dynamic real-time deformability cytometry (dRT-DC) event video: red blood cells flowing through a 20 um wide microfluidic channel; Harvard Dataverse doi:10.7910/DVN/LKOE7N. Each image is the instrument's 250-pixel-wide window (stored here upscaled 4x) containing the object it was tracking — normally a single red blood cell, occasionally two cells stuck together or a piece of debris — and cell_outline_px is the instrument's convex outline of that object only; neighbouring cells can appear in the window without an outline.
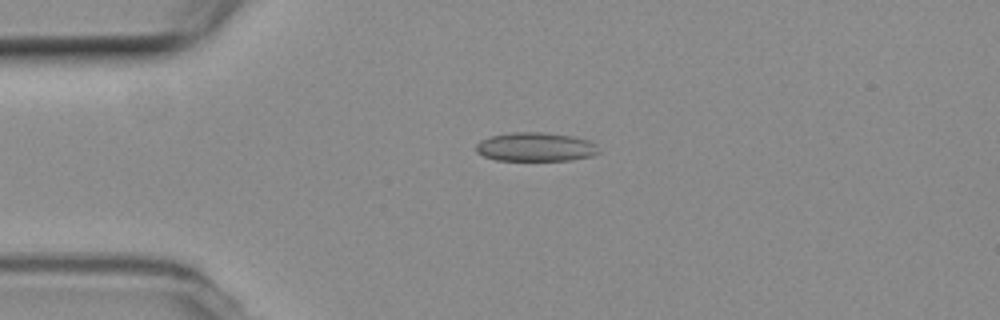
{"species": "common noctule bat (a hibernating species)", "species_latin": "Nyctalus noctula", "temperature_condition": "room temperature", "stored_images_in_passage": 54, "camera_frame_rate_fps": 3000, "um_per_image_px": 0.085, "animal": {"sex": "female", "body_mass_g": 19.3, "forearm_length_mm": 54.1}, "frame": {"image": 1, "passage_image": 12, "time_ms": 3.667, "image_size_px": [1000, 320], "cell_outline_px": [[600, 152], [592, 156], [568, 160], [496, 160], [484, 156], [476, 152], [476, 144], [480, 140], [488, 136], [512, 132], [544, 132], [572, 136], [588, 140], [596, 144]], "centroid_in_image_um": [45.5, 12.48], "position_along_channel_um": 39.5, "area_um2": 20.75}}
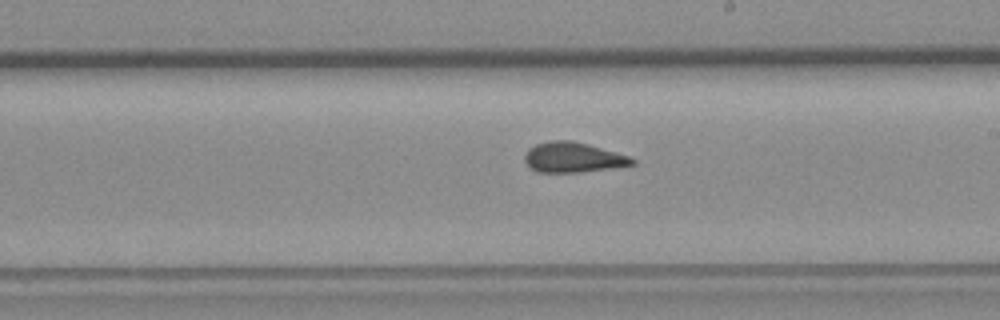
{"frame": {"image": 2, "passage_image": 30, "time_ms": 9.667, "image_size_px": [1000, 320], "cell_outline_px": [[636, 164], [580, 172], [536, 172], [524, 160], [524, 156], [528, 148], [536, 144], [548, 140], [572, 140], [588, 144], [616, 152], [628, 156], [636, 160]], "centroid_in_image_um": [48.68, 13.36], "position_along_channel_um": 240.3, "area_um2": 18.79}}
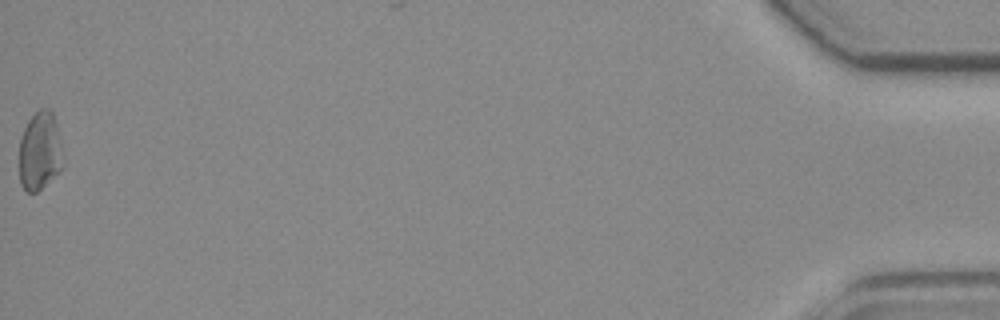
{"frame": {"image": 3, "passage_image": 54, "time_ms": 17.667, "image_size_px": [1000, 320], "cell_outline_px": [[64, 164], [60, 172], [36, 192], [28, 192], [20, 184], [20, 140], [24, 128], [28, 120], [40, 108], [48, 108], [52, 112], [60, 144]], "centroid_in_image_um": [3.38, 12.87], "position_along_channel_um": 431.8, "area_um2": 19.77}, "authors_computed_cell_mechanics": {"area_um2": 19.1896, "velocity_mm_per_s": 3.745, "shape_relaxation_time_tau1_ms": null, "shape_relaxation_time_tau2_ms": 0.7737, "deformation_change_tau1": null, "deformation_change_tau2": 0.0847}}